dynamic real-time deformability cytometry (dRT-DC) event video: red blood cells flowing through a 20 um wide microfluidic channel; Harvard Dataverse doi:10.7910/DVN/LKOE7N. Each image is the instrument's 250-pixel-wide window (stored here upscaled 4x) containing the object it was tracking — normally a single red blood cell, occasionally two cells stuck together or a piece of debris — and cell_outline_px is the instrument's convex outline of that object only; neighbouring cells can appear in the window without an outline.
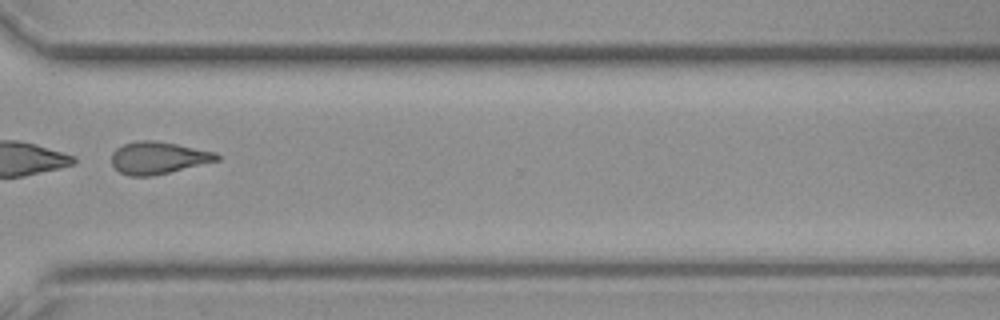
{"species": "common noctule bat (a hibernating species)", "species_latin": "Nyctalus noctula", "temperature_condition": "cold", "stored_images_in_passage": 56, "camera_frame_rate_fps": 3000, "um_per_image_px": 0.085, "animal": {"sex": "female", "body_mass_g": 19.3, "forearm_length_mm": 54.1}, "frame": {"image": 1, "passage_image": 43, "time_ms": 14.0, "image_size_px": [1000, 320], "cell_outline_px": [[220, 160], [152, 176], [128, 176], [120, 172], [112, 164], [112, 152], [116, 148], [124, 144], [136, 140], [156, 140], [216, 152], [220, 156]], "centroid_in_image_um": [13.44, 13.41], "position_along_channel_um": 357.2, "area_um2": 19.77}}